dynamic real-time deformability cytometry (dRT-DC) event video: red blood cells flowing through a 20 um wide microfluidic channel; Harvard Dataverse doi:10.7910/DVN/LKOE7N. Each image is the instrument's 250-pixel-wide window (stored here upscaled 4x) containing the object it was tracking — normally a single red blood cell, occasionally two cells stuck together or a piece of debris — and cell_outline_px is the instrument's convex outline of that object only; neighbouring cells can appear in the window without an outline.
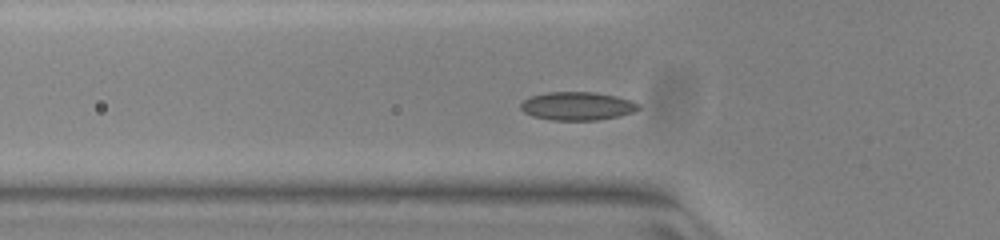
{"species": "common noctule bat (a hibernating species)", "species_latin": "Nyctalus noctula", "temperature_condition": "warm", "stored_images_in_passage": 38, "camera_frame_rate_fps": 3000, "um_per_image_px": 0.085, "animal": {"sex": "female", "body_mass_g": 23.0, "forearm_length_mm": 53.4}, "frame": {"image": 1, "passage_image": 2, "time_ms": 0.333, "image_size_px": [1000, 240], "cell_outline_px": [[640, 108], [632, 112], [620, 116], [596, 120], [552, 120], [532, 116], [524, 112], [520, 108], [520, 104], [524, 100], [532, 96], [548, 92], [596, 92], [616, 96], [632, 100], [640, 104]], "centroid_in_image_um": [49.09, 9.01], "position_along_channel_um": 76.7, "area_um2": 19.48}}
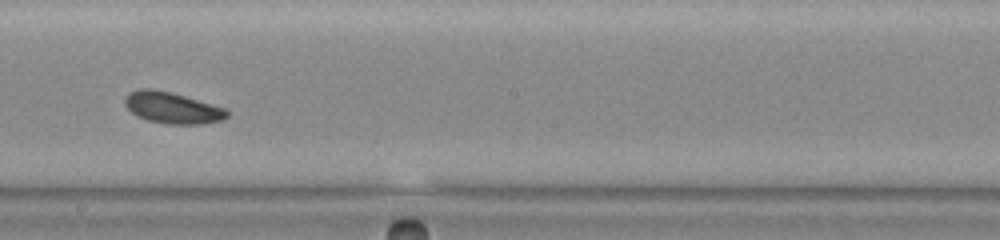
{"frame": {"image": 2, "passage_image": 14, "time_ms": 4.333, "image_size_px": [1000, 240], "cell_outline_px": [[228, 116], [224, 120], [204, 124], [168, 124], [148, 120], [136, 116], [124, 104], [124, 96], [128, 92], [140, 88], [152, 88], [172, 92], [224, 108], [228, 112]], "centroid_in_image_um": [14.61, 9.15], "position_along_channel_um": 233.6, "area_um2": 18.79}}
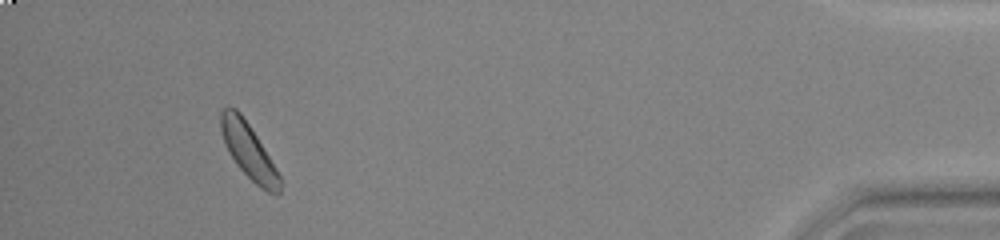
{"frame": {"image": 3, "passage_image": 33, "time_ms": 10.667, "image_size_px": [1000, 240], "cell_outline_px": [[280, 192], [276, 196], [260, 188], [236, 164], [228, 152], [220, 128], [220, 112], [228, 104], [236, 108], [240, 112], [256, 136], [276, 168], [280, 176]], "centroid_in_image_um": [21.11, 12.81], "position_along_channel_um": 414.1, "area_um2": 18.73}, "authors_computed_cell_mechanics": {"area_um2": 18.5538, "velocity_mm_per_s": 3.9198, "shape_relaxation_time_tau1_ms": 5.7422, "shape_relaxation_time_tau2_ms": null, "deformation_change_tau1": 0.107, "deformation_change_tau2": null}}